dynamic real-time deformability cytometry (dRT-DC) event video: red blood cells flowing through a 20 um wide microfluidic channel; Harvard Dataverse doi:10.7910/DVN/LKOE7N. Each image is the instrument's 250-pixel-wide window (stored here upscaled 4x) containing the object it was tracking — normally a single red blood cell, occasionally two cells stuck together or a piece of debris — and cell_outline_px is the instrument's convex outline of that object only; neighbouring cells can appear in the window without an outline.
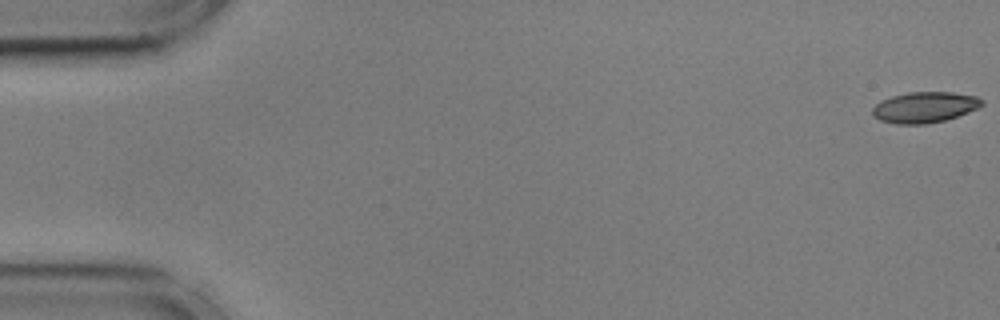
{"species": "common noctule bat (a hibernating species)", "species_latin": "Nyctalus noctula", "temperature_condition": "cold", "stored_images_in_passage": 56, "camera_frame_rate_fps": 3000, "um_per_image_px": 0.085, "animal": {"sex": "male", "body_mass_g": 17.9, "forearm_length_mm": 54.2}, "frame": {"image": 1, "passage_image": 1, "time_ms": 0.0, "image_size_px": [1000, 320], "cell_outline_px": [[984, 104], [968, 112], [944, 120], [924, 124], [896, 124], [880, 120], [872, 116], [872, 108], [880, 100], [892, 96], [908, 92], [952, 92], [976, 96], [984, 100]], "centroid_in_image_um": [78.57, 9.11], "position_along_channel_um": 6.4, "area_um2": 19.65}}
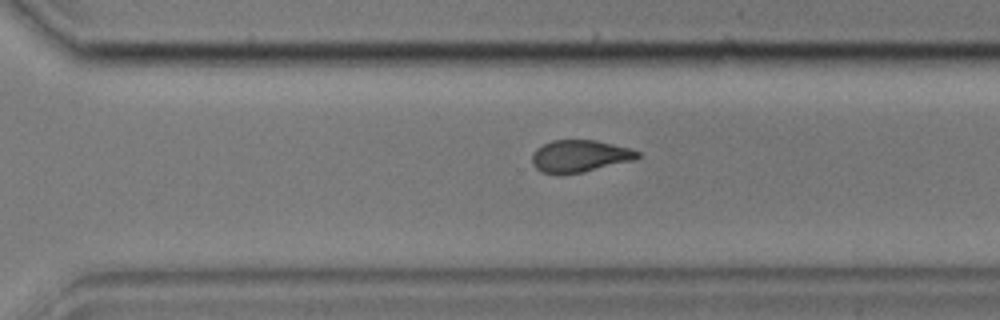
{"frame": {"image": 2, "passage_image": 39, "time_ms": 12.667, "image_size_px": [1000, 320], "cell_outline_px": [[640, 156], [636, 160], [580, 172], [540, 172], [532, 164], [532, 152], [536, 148], [552, 140], [596, 140], [632, 148], [640, 152]], "centroid_in_image_um": [49.31, 13.23], "position_along_channel_um": 321.3, "area_um2": 19.54}}
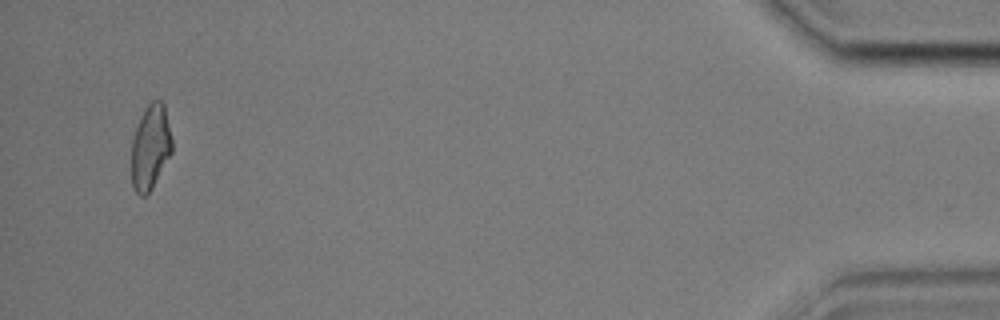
{"frame": {"image": 3, "passage_image": 54, "time_ms": 17.667, "image_size_px": [1000, 320], "cell_outline_px": [[172, 152], [152, 188], [144, 196], [140, 196], [136, 192], [132, 184], [132, 136], [140, 116], [144, 108], [152, 100], [160, 100], [164, 104], [172, 140]], "centroid_in_image_um": [12.78, 12.48], "position_along_channel_um": 422.4, "area_um2": 20.06}, "authors_computed_cell_mechanics": {"area_um2": 20.4901, "velocity_mm_per_s": 3.6063, "shape_relaxation_time_tau1_ms": 4.0985, "shape_relaxation_time_tau2_ms": 3.0464, "deformation_change_tau1": 0.1255, "deformation_change_tau2": 0.0917}}